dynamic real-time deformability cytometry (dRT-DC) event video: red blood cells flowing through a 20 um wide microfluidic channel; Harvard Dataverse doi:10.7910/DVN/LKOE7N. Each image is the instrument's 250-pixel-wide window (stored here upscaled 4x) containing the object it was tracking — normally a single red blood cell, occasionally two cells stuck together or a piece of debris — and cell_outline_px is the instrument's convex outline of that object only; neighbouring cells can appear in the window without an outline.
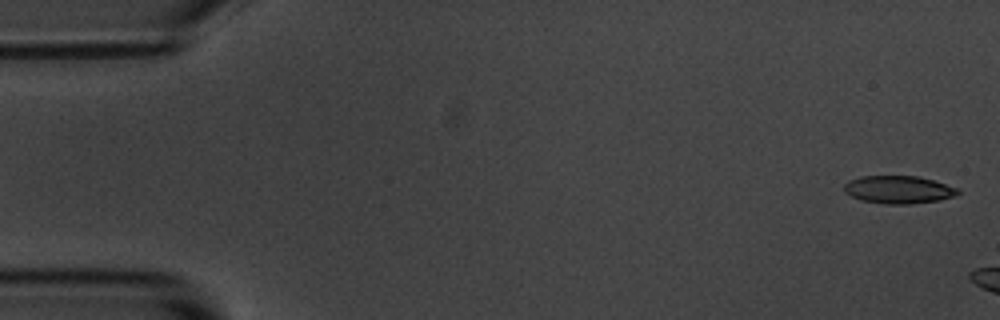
{"species": "common noctule bat (a hibernating species)", "species_latin": "Nyctalus noctula", "temperature_condition": "room temperature", "stored_images_in_passage": 6, "camera_frame_rate_fps": 3000, "um_per_image_px": 0.085, "animal": {"sex": "male", "body_mass_g": 20.1, "forearm_length_mm": 53.5}, "frame": {"image": 1, "passage_image": 1, "time_ms": 0.0, "image_size_px": [1000, 320], "cell_outline_px": [[960, 192], [956, 196], [940, 200], [912, 204], [888, 204], [860, 200], [844, 192], [844, 184], [848, 180], [860, 176], [916, 176], [932, 180], [960, 188]], "centroid_in_image_um": [76.39, 16.12], "position_along_channel_um": 8.6, "area_um2": 18.55}}